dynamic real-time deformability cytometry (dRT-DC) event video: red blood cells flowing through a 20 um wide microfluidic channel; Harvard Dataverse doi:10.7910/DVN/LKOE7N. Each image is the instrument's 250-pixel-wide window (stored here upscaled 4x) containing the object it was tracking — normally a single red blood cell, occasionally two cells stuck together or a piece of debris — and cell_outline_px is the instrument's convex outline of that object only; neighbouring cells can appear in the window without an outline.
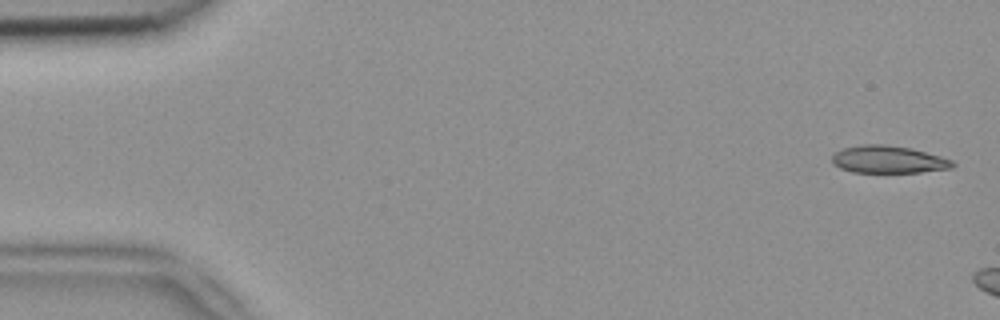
{"species": "common noctule bat (a hibernating species)", "species_latin": "Nyctalus noctula", "temperature_condition": "room temperature", "stored_images_in_passage": 5, "camera_frame_rate_fps": 3000, "um_per_image_px": 0.085, "animal": {"sex": "female", "body_mass_g": 18.4}, "frame": {"image": 1, "passage_image": 1, "time_ms": 0.0, "image_size_px": [1000, 320], "cell_outline_px": [[956, 164], [952, 168], [920, 172], [852, 172], [840, 168], [832, 164], [832, 156], [840, 148], [860, 144], [884, 144], [912, 148], [940, 156], [952, 160]], "centroid_in_image_um": [75.48, 13.54], "position_along_channel_um": 9.5, "area_um2": 19.42}}